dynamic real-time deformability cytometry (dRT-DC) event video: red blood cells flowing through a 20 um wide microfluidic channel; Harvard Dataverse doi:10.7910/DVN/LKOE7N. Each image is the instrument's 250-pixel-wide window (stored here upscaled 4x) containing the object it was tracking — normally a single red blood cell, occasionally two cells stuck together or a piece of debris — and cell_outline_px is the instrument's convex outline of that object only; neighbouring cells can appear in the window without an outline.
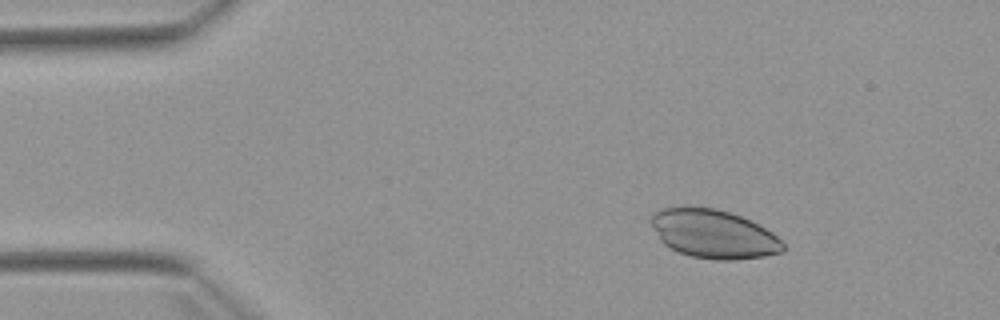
{"species": "Egyptian fruit bat (a non-hibernating species)", "species_latin": "Rousettus aegyptiacus", "temperature_condition": "warm", "stored_images_in_passage": 3, "camera_frame_rate_fps": 3000, "um_per_image_px": 0.085, "animal": {"sex": "female"}, "frame": {"image": 1, "passage_image": 1, "time_ms": 0.0, "image_size_px": [1000, 320], "cell_outline_px": [[784, 252], [764, 256], [736, 260], [716, 260], [692, 256], [676, 252], [668, 248], [660, 240], [652, 224], [652, 212], [660, 208], [716, 208], [740, 216], [772, 232], [784, 244]], "centroid_in_image_um": [60.65, 19.91], "position_along_channel_um": 24.4, "area_um2": 37.05}}